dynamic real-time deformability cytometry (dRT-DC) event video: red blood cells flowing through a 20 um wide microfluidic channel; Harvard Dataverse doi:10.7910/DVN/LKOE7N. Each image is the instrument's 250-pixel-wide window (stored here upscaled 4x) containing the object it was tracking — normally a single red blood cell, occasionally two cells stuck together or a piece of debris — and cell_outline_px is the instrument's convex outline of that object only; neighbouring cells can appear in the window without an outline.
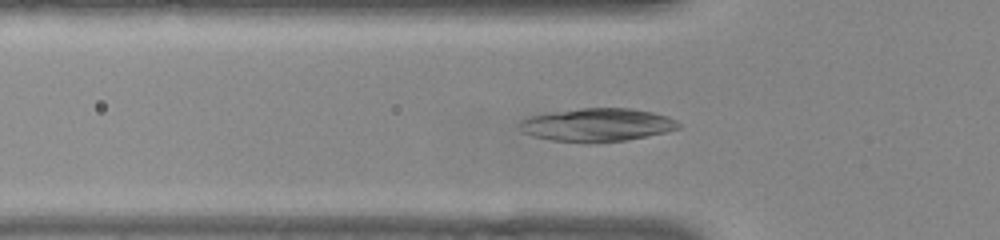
{"species": "common noctule bat (a hibernating species)", "species_latin": "Nyctalus noctula", "temperature_condition": "warm", "stored_images_in_passage": 45, "camera_frame_rate_fps": 3000, "um_per_image_px": 0.085, "animal": {"sex": "female", "body_mass_g": 22.0, "forearm_length_mm": 56.7}, "frame": {"image": 1, "passage_image": 16, "time_ms": 5.0, "image_size_px": [1000, 240], "cell_outline_px": [[680, 128], [664, 132], [628, 140], [592, 144], [588, 144], [552, 140], [532, 136], [524, 132], [520, 128], [520, 120], [532, 116], [580, 108], [628, 108], [652, 112], [668, 116], [676, 120], [680, 124]], "centroid_in_image_um": [50.78, 10.63], "position_along_channel_um": 75.0, "area_um2": 30.75}}
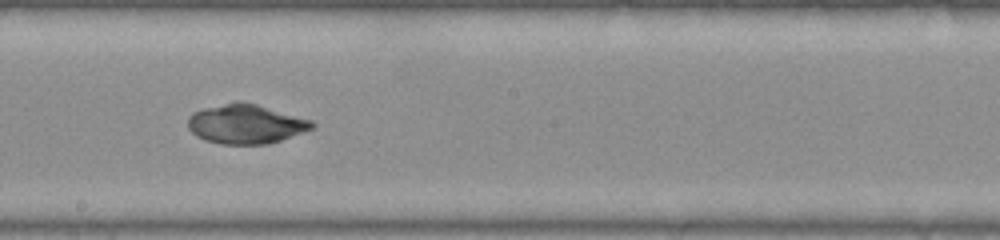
{"frame": {"image": 2, "passage_image": 28, "time_ms": 9.0, "image_size_px": [1000, 240], "cell_outline_px": [[316, 124], [312, 128], [280, 140], [268, 144], [220, 144], [204, 140], [196, 136], [188, 128], [188, 116], [192, 112], [204, 108], [236, 100], [256, 104], [312, 120]], "centroid_in_image_um": [20.84, 10.53], "position_along_channel_um": 227.4, "area_um2": 28.44}}
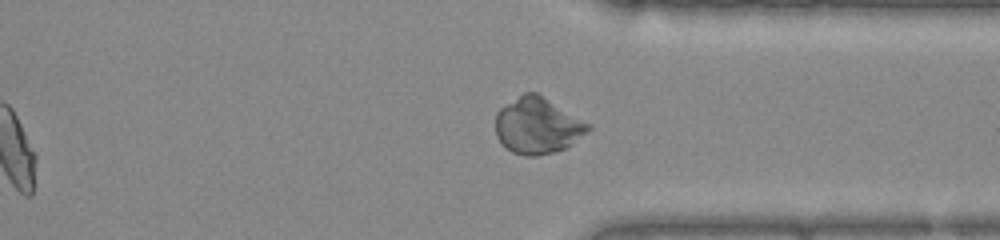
{"frame": {"image": 3, "passage_image": 39, "time_ms": 12.667, "image_size_px": [1000, 240], "cell_outline_px": [[592, 128], [572, 144], [564, 148], [552, 152], [536, 156], [524, 156], [512, 152], [496, 136], [496, 112], [500, 108], [524, 92], [536, 92], [592, 124]], "centroid_in_image_um": [45.71, 10.67], "position_along_channel_um": 365.7, "area_um2": 30.23}, "authors_computed_cell_mechanics": {"area_um2": 28.8422, "velocity_mm_per_s": 3.8002, "shape_relaxation_time_tau1_ms": 7.0499, "shape_relaxation_time_tau2_ms": 1.1747, "deformation_change_tau1": 0.2506, "deformation_change_tau2": 0.0341}}